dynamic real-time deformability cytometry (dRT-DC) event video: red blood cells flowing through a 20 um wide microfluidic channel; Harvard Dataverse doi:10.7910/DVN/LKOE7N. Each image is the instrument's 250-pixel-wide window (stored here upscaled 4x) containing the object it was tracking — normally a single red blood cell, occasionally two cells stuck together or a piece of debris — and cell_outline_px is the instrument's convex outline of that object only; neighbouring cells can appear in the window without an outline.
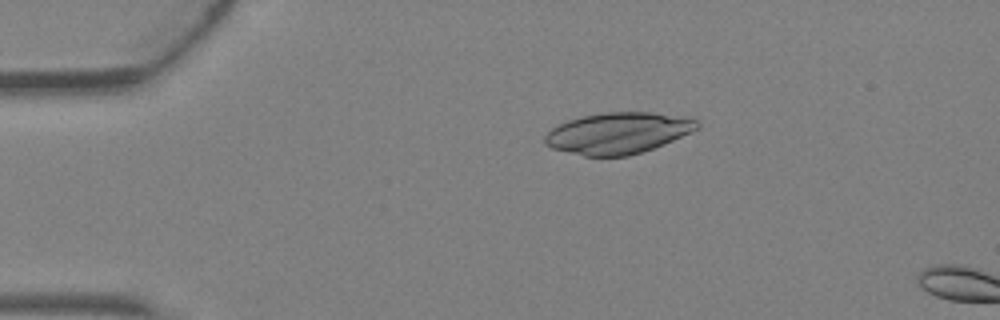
{"species": "Egyptian fruit bat (a non-hibernating species)", "species_latin": "Rousettus aegyptiacus", "temperature_condition": "warm", "stored_images_in_passage": 3, "camera_frame_rate_fps": 3000, "um_per_image_px": 0.085, "animal": {"sex": "female"}, "frame": {"image": 1, "passage_image": 2, "time_ms": 0.333, "image_size_px": [1000, 320], "cell_outline_px": [[700, 128], [664, 144], [628, 156], [584, 156], [552, 148], [544, 144], [544, 136], [552, 128], [568, 120], [580, 116], [604, 112], [648, 112], [696, 116], [700, 124]], "centroid_in_image_um": [52.59, 11.29], "position_along_channel_um": 32.4, "area_um2": 36.99}}